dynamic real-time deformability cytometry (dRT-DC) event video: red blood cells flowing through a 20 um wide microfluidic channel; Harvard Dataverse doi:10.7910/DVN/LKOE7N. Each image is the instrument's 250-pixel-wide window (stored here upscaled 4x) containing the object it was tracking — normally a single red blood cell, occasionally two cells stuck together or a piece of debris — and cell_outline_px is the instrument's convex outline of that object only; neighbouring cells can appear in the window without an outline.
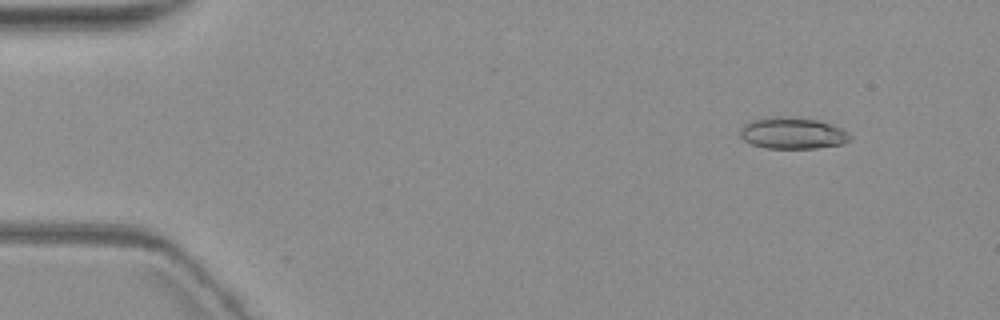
{"species": "common noctule bat (a hibernating species)", "species_latin": "Nyctalus noctula", "temperature_condition": "warm", "stored_images_in_passage": 5, "camera_frame_rate_fps": 3000, "um_per_image_px": 0.085, "animal": {"sex": "female", "body_mass_g": 19.3, "forearm_length_mm": 54.1}, "frame": {"image": 1, "passage_image": 2, "time_ms": 1.0, "image_size_px": [1000, 320], "cell_outline_px": [[852, 140], [844, 144], [816, 148], [764, 148], [752, 144], [744, 140], [740, 136], [740, 128], [744, 124], [752, 120], [764, 116], [784, 116], [816, 120], [832, 124], [848, 132], [852, 136]], "centroid_in_image_um": [67.37, 11.31], "position_along_channel_um": 17.6, "area_um2": 20.46}}
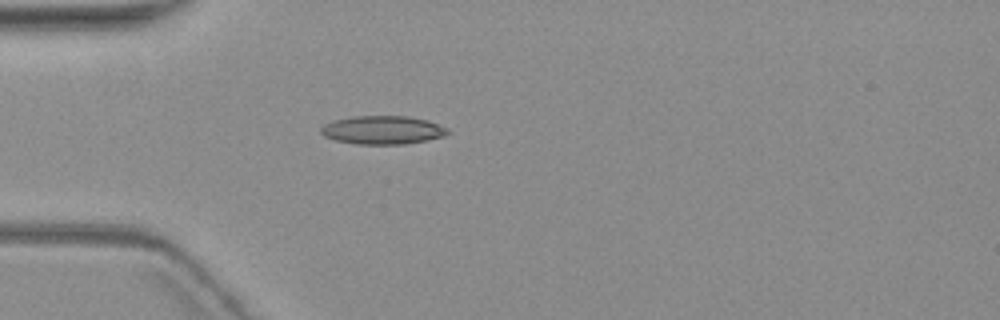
{"frame": {"image": 2, "passage_image": 5, "time_ms": 4.667, "image_size_px": [1000, 320], "cell_outline_px": [[452, 132], [444, 136], [428, 140], [404, 144], [356, 144], [336, 140], [324, 136], [320, 132], [320, 128], [324, 124], [336, 120], [352, 116], [408, 116], [428, 120], [448, 128]], "centroid_in_image_um": [32.56, 11.05], "position_along_channel_um": 52.4, "area_um2": 21.1}}